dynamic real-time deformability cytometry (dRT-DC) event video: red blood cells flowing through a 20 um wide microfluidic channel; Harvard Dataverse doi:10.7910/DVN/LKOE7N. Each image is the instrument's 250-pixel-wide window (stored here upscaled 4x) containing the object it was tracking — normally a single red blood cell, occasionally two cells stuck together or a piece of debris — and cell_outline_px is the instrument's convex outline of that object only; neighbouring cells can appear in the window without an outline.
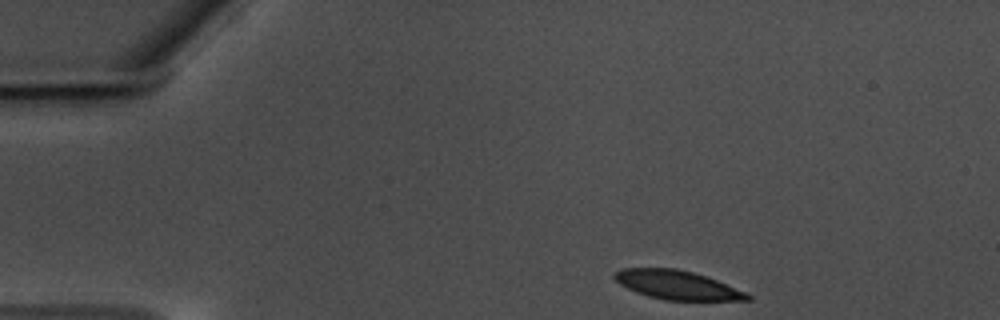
{"species": "common noctule bat (a hibernating species)", "species_latin": "Nyctalus noctula", "temperature_condition": "warm", "stored_images_in_passage": 41, "camera_frame_rate_fps": 3000, "um_per_image_px": 0.085, "animal": {"sex": "male", "body_mass_g": 17.5, "forearm_length_mm": 52.3}, "frame": {"image": 1, "passage_image": 1, "time_ms": 0.0, "image_size_px": [1000, 320], "cell_outline_px": [[752, 300], [664, 300], [648, 296], [636, 292], [620, 284], [612, 276], [620, 268], [676, 268], [692, 272], [716, 280], [748, 292], [752, 296]], "centroid_in_image_um": [57.57, 24.22], "position_along_channel_um": 27.4, "area_um2": 22.31}}
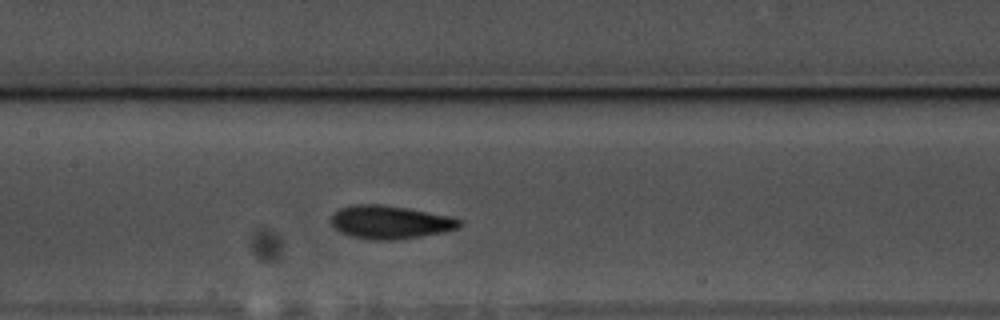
{"frame": {"image": 2, "passage_image": 20, "time_ms": 6.333, "image_size_px": [1000, 320], "cell_outline_px": [[464, 224], [460, 228], [444, 232], [396, 240], [372, 240], [348, 236], [340, 232], [332, 224], [332, 216], [340, 208], [352, 204], [380, 204], [408, 208], [452, 216], [464, 220]], "centroid_in_image_um": [33.22, 18.88], "position_along_channel_um": 174.2, "area_um2": 25.2}}
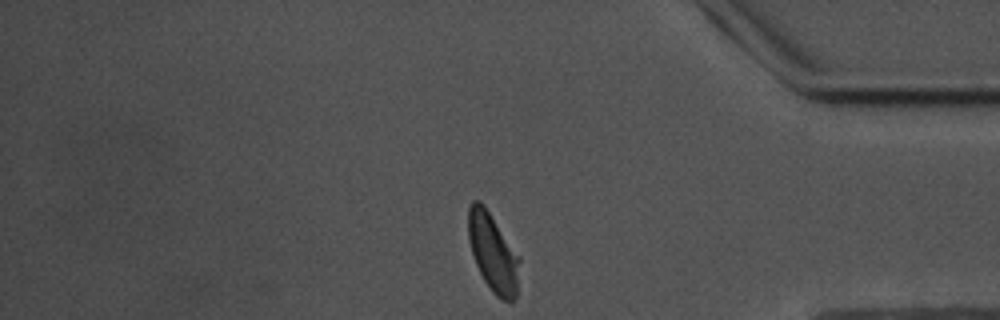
{"frame": {"image": 3, "passage_image": 41, "time_ms": 13.333, "image_size_px": [1000, 320], "cell_outline_px": [[520, 260], [516, 296], [512, 304], [496, 296], [492, 292], [484, 280], [476, 264], [468, 240], [468, 208], [472, 200], [480, 200], [484, 204], [520, 256]], "centroid_in_image_um": [41.91, 21.46], "position_along_channel_um": 393.3, "area_um2": 23.58}, "authors_computed_cell_mechanics": {"area_um2": 23.9292, "velocity_mm_per_s": 3.4561, "shape_relaxation_time_tau1_ms": 2.7151, "shape_relaxation_time_tau2_ms": 1.4742, "deformation_change_tau1": 0.1159, "deformation_change_tau2": 0.0619}}